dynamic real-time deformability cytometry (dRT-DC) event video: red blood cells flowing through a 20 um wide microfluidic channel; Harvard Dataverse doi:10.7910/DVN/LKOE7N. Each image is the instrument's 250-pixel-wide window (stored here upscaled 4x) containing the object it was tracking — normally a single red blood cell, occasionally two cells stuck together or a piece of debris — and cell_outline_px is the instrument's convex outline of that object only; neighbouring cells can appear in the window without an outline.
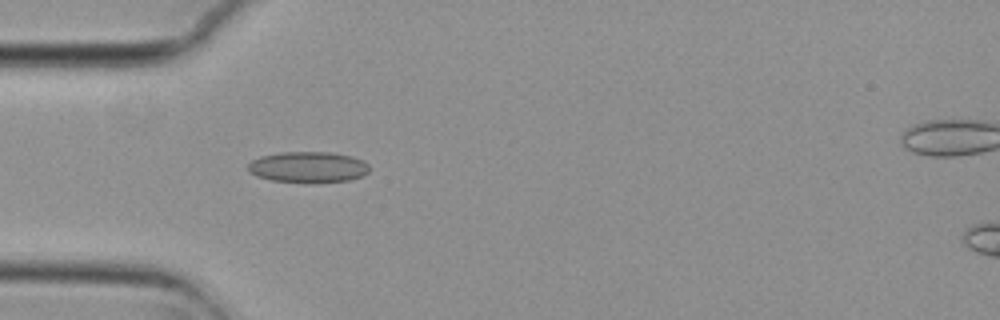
{"species": "common noctule bat (a hibernating species)", "species_latin": "Nyctalus noctula", "temperature_condition": "cold", "stored_images_in_passage": 2, "camera_frame_rate_fps": 3000, "um_per_image_px": 0.085, "animal": {"sex": "female", "body_mass_g": 29.2, "forearm_length_mm": 56.3}, "frame": {"image": 1, "passage_image": 1, "time_ms": 0.0, "image_size_px": [1000, 320], "cell_outline_px": [[368, 172], [360, 176], [348, 180], [316, 184], [308, 184], [272, 180], [256, 176], [248, 172], [248, 164], [252, 160], [260, 156], [280, 152], [328, 152], [352, 156], [364, 160], [368, 164]], "centroid_in_image_um": [26.17, 14.22], "position_along_channel_um": 58.8, "area_um2": 22.31}}